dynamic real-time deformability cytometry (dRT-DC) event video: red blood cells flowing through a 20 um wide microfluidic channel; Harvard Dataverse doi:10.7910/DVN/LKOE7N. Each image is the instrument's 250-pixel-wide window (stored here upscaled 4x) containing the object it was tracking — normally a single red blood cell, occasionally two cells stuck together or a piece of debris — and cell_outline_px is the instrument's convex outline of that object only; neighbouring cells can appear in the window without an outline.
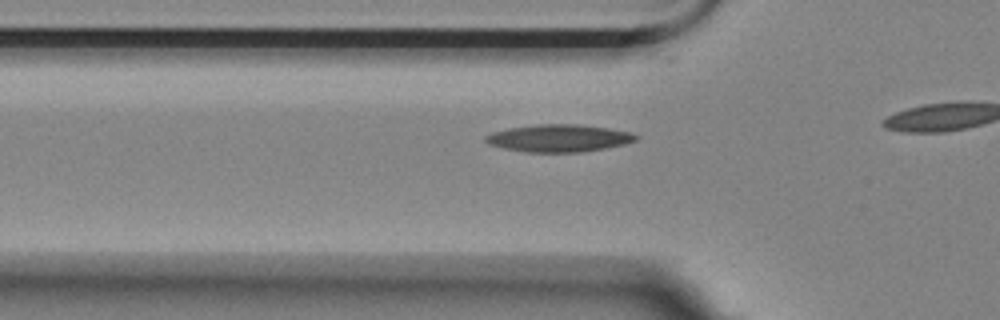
{"species": "Egyptian fruit bat (a non-hibernating species)", "species_latin": "Rousettus aegyptiacus", "temperature_condition": "room temperature", "stored_images_in_passage": 20, "camera_frame_rate_fps": 3000, "um_per_image_px": 0.085, "animal": {"sex": "female"}, "frame": {"image": 1, "passage_image": 14, "time_ms": 4.333, "image_size_px": [1000, 320], "cell_outline_px": [[640, 136], [636, 140], [624, 144], [604, 148], [580, 152], [528, 152], [504, 148], [488, 144], [484, 140], [484, 136], [492, 132], [508, 128], [536, 124], [580, 124], [608, 128], [632, 132]], "centroid_in_image_um": [47.5, 11.73], "position_along_channel_um": 78.3, "area_um2": 24.04}}
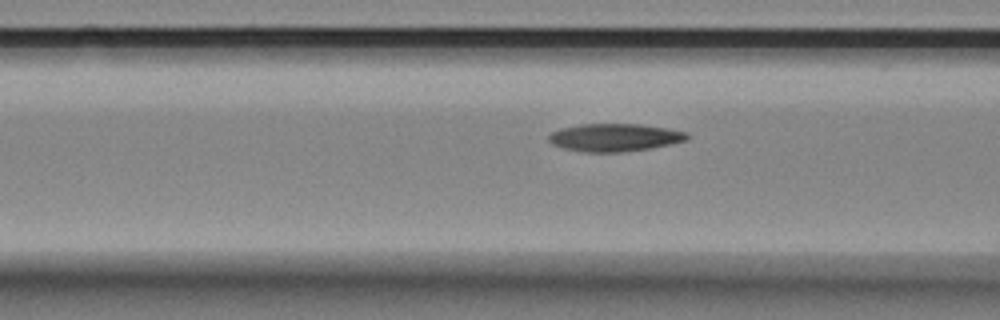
{"frame": {"image": 2, "passage_image": 17, "time_ms": 5.333, "image_size_px": [1000, 320], "cell_outline_px": [[688, 136], [684, 140], [652, 148], [620, 152], [584, 152], [564, 148], [552, 144], [548, 140], [548, 136], [552, 132], [560, 128], [580, 124], [640, 124], [668, 128], [688, 132]], "centroid_in_image_um": [52.21, 11.68], "position_along_channel_um": 114.4, "area_um2": 22.31}}